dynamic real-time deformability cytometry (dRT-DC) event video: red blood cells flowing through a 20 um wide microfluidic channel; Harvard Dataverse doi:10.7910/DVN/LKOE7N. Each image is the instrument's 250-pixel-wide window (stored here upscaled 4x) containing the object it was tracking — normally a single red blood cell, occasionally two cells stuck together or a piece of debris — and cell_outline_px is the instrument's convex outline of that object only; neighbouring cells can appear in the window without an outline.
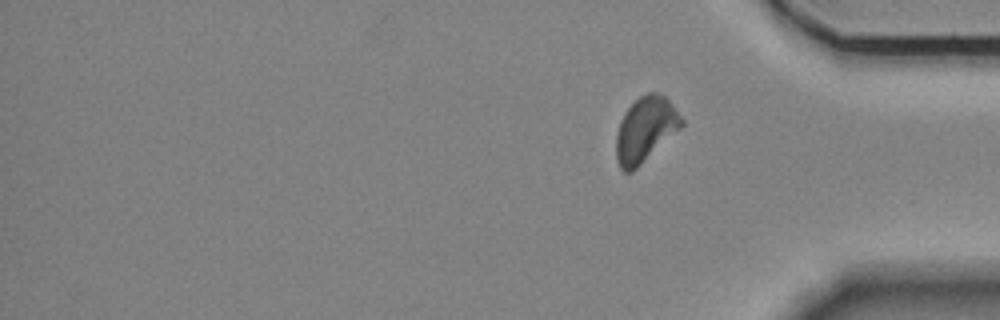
{"species": "Egyptian fruit bat (a non-hibernating species)", "species_latin": "Rousettus aegyptiacus", "temperature_condition": "room temperature", "stored_images_in_passage": 15, "segment_of_instrument_passage": [2, 2], "camera_frame_rate_fps": 3000, "um_per_image_px": 0.085, "animal": {"sex": "female"}, "frame": {"image": 1, "passage_image": 15, "time_ms": 4.667, "image_size_px": [1000, 320], "cell_outline_px": [[684, 124], [680, 128], [632, 172], [624, 172], [620, 168], [616, 160], [616, 136], [620, 120], [624, 112], [640, 96], [648, 92], [656, 92], [664, 96], [672, 104], [684, 120]], "centroid_in_image_um": [54.84, 11.01], "position_along_channel_um": 380.4, "area_um2": 24.51}}